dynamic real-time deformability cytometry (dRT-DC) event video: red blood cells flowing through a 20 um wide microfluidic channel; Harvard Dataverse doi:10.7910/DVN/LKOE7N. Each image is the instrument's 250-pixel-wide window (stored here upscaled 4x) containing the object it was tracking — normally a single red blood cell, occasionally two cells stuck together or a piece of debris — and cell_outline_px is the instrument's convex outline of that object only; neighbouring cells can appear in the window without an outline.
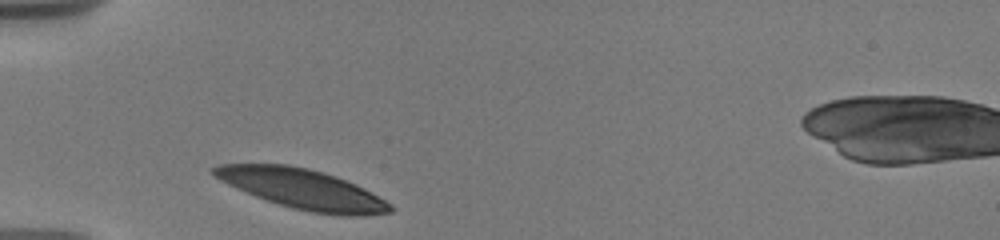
{"species": "human", "species_latin": "Homo sapiens", "temperature_condition": "warm", "stored_images_in_passage": 11, "camera_frame_rate_fps": 3000, "um_per_image_px": 0.085, "donor": {"sex": "male"}, "frame": {"image": 1, "passage_image": 1, "time_ms": 0.0, "image_size_px": [1000, 240], "cell_outline_px": [[392, 212], [364, 216], [344, 216], [312, 212], [292, 208], [256, 196], [228, 184], [212, 176], [208, 172], [208, 168], [216, 164], [288, 164], [308, 168], [324, 172], [336, 176], [364, 188], [392, 204]], "centroid_in_image_um": [25.68, 16.05], "position_along_channel_um": 59.3, "area_um2": 41.04}}
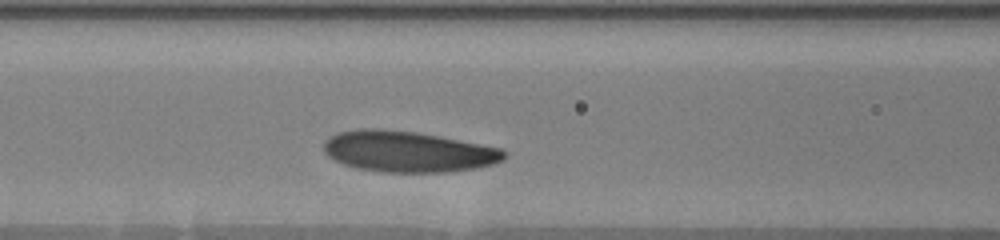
{"frame": {"image": 2, "passage_image": 7, "time_ms": 2.333, "image_size_px": [1000, 240], "cell_outline_px": [[504, 160], [492, 164], [476, 168], [448, 172], [380, 172], [356, 168], [344, 164], [328, 156], [324, 152], [324, 140], [340, 132], [360, 128], [376, 128], [416, 132], [504, 148]], "centroid_in_image_um": [34.68, 12.88], "position_along_channel_um": 131.9, "area_um2": 43.06}}
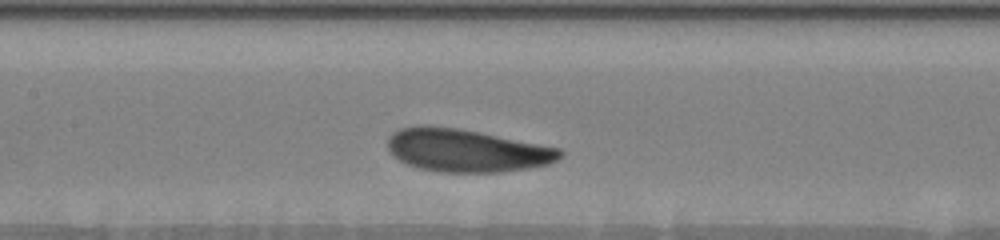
{"frame": {"image": 3, "passage_image": 10, "time_ms": 3.333, "image_size_px": [1000, 240], "cell_outline_px": [[564, 156], [548, 164], [528, 168], [500, 172], [440, 172], [420, 168], [408, 164], [400, 160], [388, 152], [388, 136], [392, 132], [400, 128], [420, 124], [428, 124], [456, 128], [560, 148], [564, 152]], "centroid_in_image_um": [39.61, 12.78], "position_along_channel_um": 167.8, "area_um2": 43.0}}